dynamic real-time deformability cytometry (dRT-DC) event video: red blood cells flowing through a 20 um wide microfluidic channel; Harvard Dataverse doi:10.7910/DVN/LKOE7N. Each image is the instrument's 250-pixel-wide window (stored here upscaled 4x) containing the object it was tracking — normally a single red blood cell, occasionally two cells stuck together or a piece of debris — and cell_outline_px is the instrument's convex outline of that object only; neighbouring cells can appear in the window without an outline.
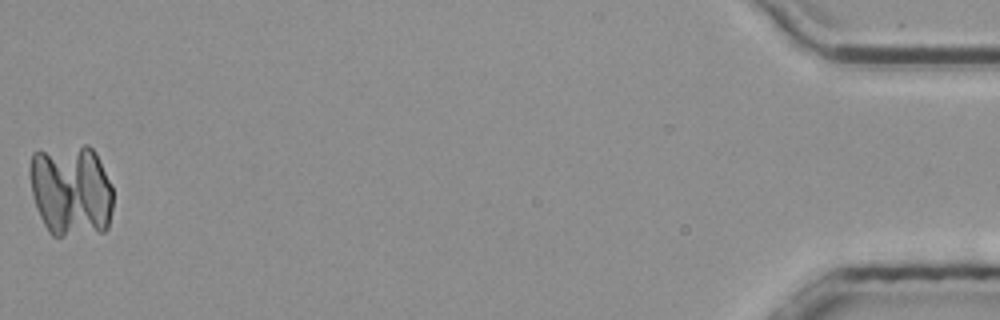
{"species": "common noctule bat (a hibernating species)", "species_latin": "Nyctalus noctula", "temperature_condition": "room temperature", "stored_images_in_passage": 37, "camera_frame_rate_fps": 3000, "um_per_image_px": 0.085, "animal": {"sex": "male", "body_mass_g": 20.4}, "frame": {"image": 1, "passage_image": 37, "time_ms": 12.0, "image_size_px": [1000, 320], "cell_outline_px": [[112, 208], [108, 228], [104, 232], [64, 236], [52, 236], [48, 232], [36, 208], [32, 196], [28, 172], [32, 152], [40, 148], [84, 144], [88, 144], [96, 152], [112, 188]], "centroid_in_image_um": [6.0, 16.15], "position_along_channel_um": 429.2, "area_um2": 45.89}, "authors_computed_cell_mechanics": {"area_um2": 19.2474, "velocity_mm_per_s": 3.843, "shape_relaxation_time_tau1_ms": 0.5613, "shape_relaxation_time_tau2_ms": 4.0829, "deformation_change_tau1": 0.2158, "deformation_change_tau2": 0.0941}}